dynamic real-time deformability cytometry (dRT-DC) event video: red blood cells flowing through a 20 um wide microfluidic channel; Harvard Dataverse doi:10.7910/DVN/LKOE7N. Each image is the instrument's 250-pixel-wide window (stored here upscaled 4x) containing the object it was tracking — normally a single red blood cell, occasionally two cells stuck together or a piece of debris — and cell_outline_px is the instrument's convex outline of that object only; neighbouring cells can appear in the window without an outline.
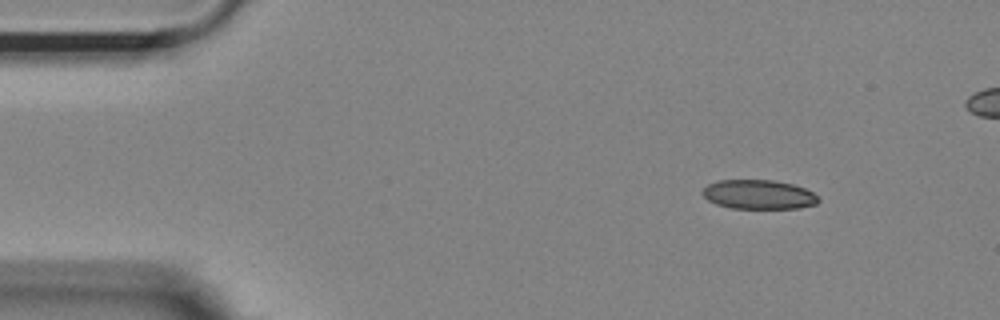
{"species": "Egyptian fruit bat (a non-hibernating species)", "species_latin": "Rousettus aegyptiacus", "temperature_condition": "room temperature", "stored_images_in_passage": 11, "camera_frame_rate_fps": 3000, "um_per_image_px": 0.085, "animal": {"sex": "female"}, "frame": {"image": 1, "passage_image": 1, "time_ms": 0.0, "image_size_px": [1000, 320], "cell_outline_px": [[820, 200], [816, 204], [800, 208], [732, 208], [716, 204], [708, 200], [700, 192], [708, 184], [716, 180], [776, 180], [792, 184], [804, 188], [812, 192]], "centroid_in_image_um": [64.47, 16.53], "position_along_channel_um": 20.5, "area_um2": 19.77}}